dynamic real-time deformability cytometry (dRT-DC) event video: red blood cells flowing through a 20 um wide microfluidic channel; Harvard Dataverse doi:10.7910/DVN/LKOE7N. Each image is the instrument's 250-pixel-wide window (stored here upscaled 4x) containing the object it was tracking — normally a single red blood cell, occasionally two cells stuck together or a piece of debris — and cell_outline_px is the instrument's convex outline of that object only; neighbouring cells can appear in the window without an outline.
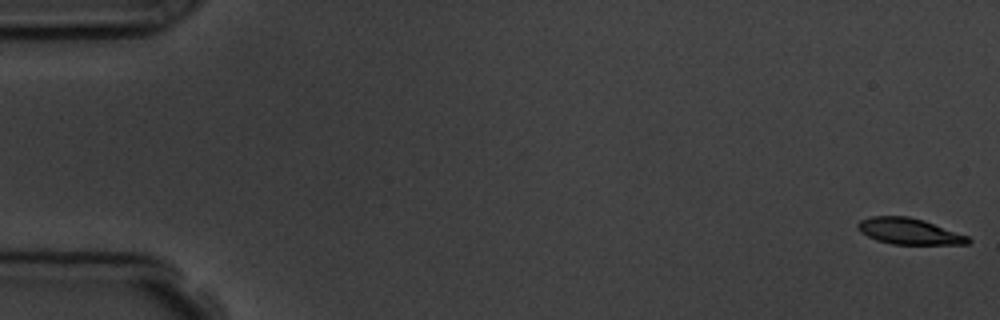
{"species": "common noctule bat (a hibernating species)", "species_latin": "Nyctalus noctula", "temperature_condition": "room temperature", "stored_images_in_passage": 4, "camera_frame_rate_fps": 3000, "um_per_image_px": 0.085, "animal": {"sex": "male", "body_mass_g": 19.5, "forearm_length_mm": 54.6}, "frame": {"image": 1, "passage_image": 1, "time_ms": 0.0, "image_size_px": [1000, 320], "cell_outline_px": [[972, 240], [968, 244], [892, 244], [876, 240], [860, 232], [856, 224], [860, 220], [872, 216], [908, 216], [924, 220], [968, 236]], "centroid_in_image_um": [77.26, 19.66], "position_along_channel_um": 7.7, "area_um2": 16.76}}
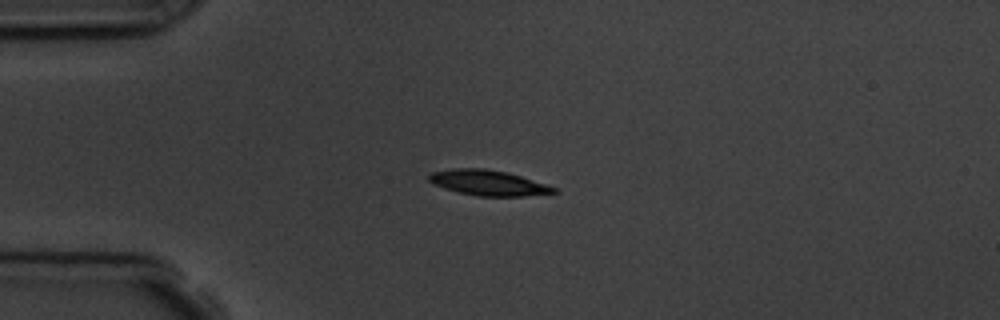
{"frame": {"image": 2, "passage_image": 4, "time_ms": 4.333, "image_size_px": [1000, 320], "cell_outline_px": [[560, 192], [524, 196], [476, 196], [460, 192], [436, 184], [428, 180], [428, 176], [432, 172], [452, 168], [484, 168], [508, 172], [556, 188]], "centroid_in_image_um": [41.52, 15.53], "position_along_channel_um": 43.5, "area_um2": 18.15}}